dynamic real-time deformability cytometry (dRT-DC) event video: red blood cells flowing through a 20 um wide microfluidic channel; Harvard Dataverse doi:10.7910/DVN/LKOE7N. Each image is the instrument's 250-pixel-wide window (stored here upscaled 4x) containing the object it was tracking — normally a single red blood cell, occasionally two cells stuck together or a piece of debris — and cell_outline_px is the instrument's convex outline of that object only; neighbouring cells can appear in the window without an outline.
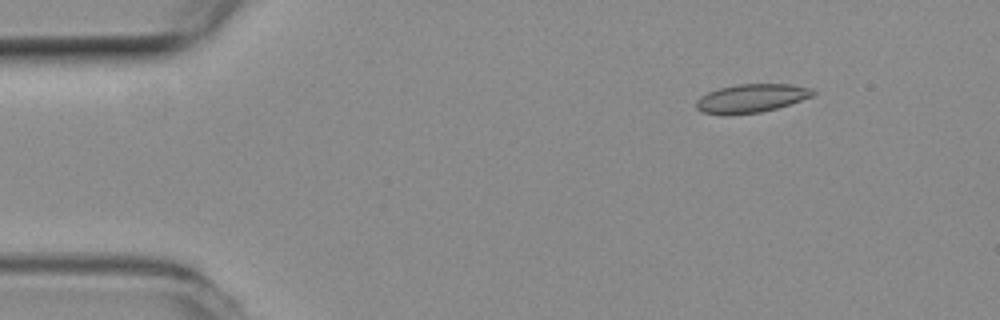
{"species": "common noctule bat (a hibernating species)", "species_latin": "Nyctalus noctula", "temperature_condition": "room temperature", "stored_images_in_passage": 6, "camera_frame_rate_fps": 3000, "um_per_image_px": 0.085, "animal": {"sex": "female", "body_mass_g": 19.3, "forearm_length_mm": 54.1}, "frame": {"image": 1, "passage_image": 2, "time_ms": 0.333, "image_size_px": [1000, 320], "cell_outline_px": [[816, 92], [812, 96], [776, 108], [760, 112], [728, 116], [724, 116], [704, 112], [696, 108], [696, 100], [700, 96], [708, 92], [720, 88], [740, 84], [792, 84], [812, 88]], "centroid_in_image_um": [63.83, 8.36], "position_along_channel_um": 21.2, "area_um2": 19.42}}
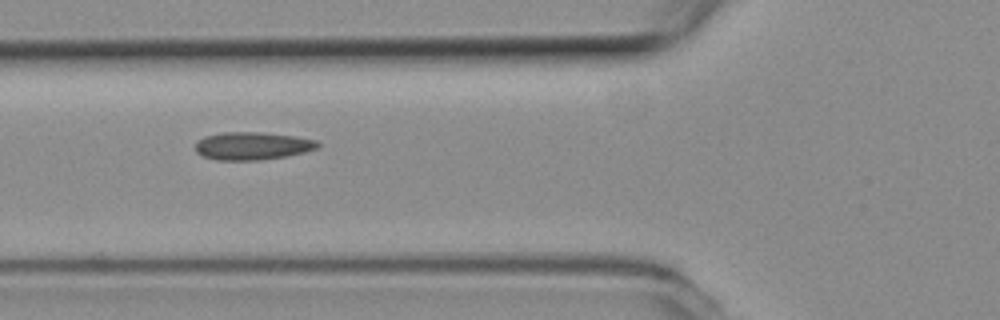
{"frame": {"image": 2, "passage_image": 5, "time_ms": 1.333, "image_size_px": [1000, 320], "cell_outline_px": [[320, 144], [316, 148], [304, 152], [284, 156], [260, 160], [216, 160], [204, 156], [196, 152], [196, 144], [204, 136], [224, 132], [260, 132], [292, 136], [316, 140]], "centroid_in_image_um": [21.43, 12.4], "position_along_channel_um": 104.4, "area_um2": 19.54}}
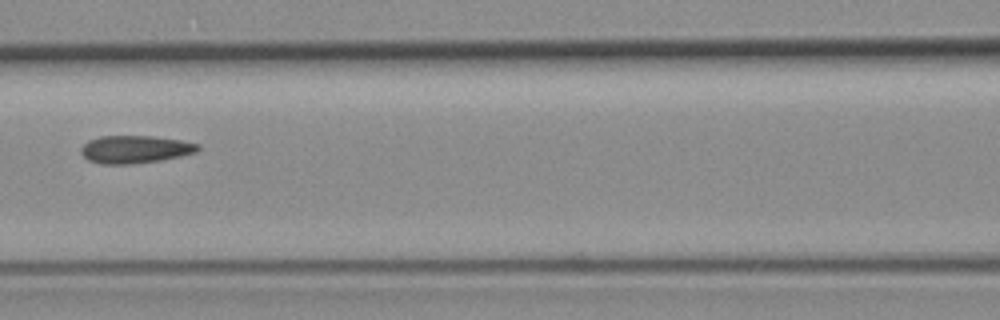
{"frame": {"image": 3, "passage_image": 6, "time_ms": 1.667, "image_size_px": [1000, 320], "cell_outline_px": [[200, 148], [196, 152], [180, 156], [160, 160], [128, 164], [100, 164], [88, 160], [80, 152], [80, 148], [88, 140], [100, 136], [152, 136], [180, 140], [200, 144]], "centroid_in_image_um": [11.46, 12.69], "position_along_channel_um": 155.1, "area_um2": 18.84}}